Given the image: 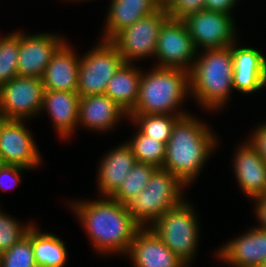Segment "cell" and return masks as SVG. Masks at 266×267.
Masks as SVG:
<instances>
[{
    "label": "cell",
    "instance_id": "cell-3",
    "mask_svg": "<svg viewBox=\"0 0 266 267\" xmlns=\"http://www.w3.org/2000/svg\"><path fill=\"white\" fill-rule=\"evenodd\" d=\"M198 53L189 71L190 98L207 111L223 110L233 91L232 45Z\"/></svg>",
    "mask_w": 266,
    "mask_h": 267
},
{
    "label": "cell",
    "instance_id": "cell-30",
    "mask_svg": "<svg viewBox=\"0 0 266 267\" xmlns=\"http://www.w3.org/2000/svg\"><path fill=\"white\" fill-rule=\"evenodd\" d=\"M1 209V207H0ZM19 220L0 210V252L10 249L23 236H25L34 221L26 225ZM33 222V223H32Z\"/></svg>",
    "mask_w": 266,
    "mask_h": 267
},
{
    "label": "cell",
    "instance_id": "cell-24",
    "mask_svg": "<svg viewBox=\"0 0 266 267\" xmlns=\"http://www.w3.org/2000/svg\"><path fill=\"white\" fill-rule=\"evenodd\" d=\"M33 253L37 267H64L68 260V250L57 235L41 232L33 224Z\"/></svg>",
    "mask_w": 266,
    "mask_h": 267
},
{
    "label": "cell",
    "instance_id": "cell-16",
    "mask_svg": "<svg viewBox=\"0 0 266 267\" xmlns=\"http://www.w3.org/2000/svg\"><path fill=\"white\" fill-rule=\"evenodd\" d=\"M125 256L131 259L134 267L185 266L149 227H141L138 230Z\"/></svg>",
    "mask_w": 266,
    "mask_h": 267
},
{
    "label": "cell",
    "instance_id": "cell-13",
    "mask_svg": "<svg viewBox=\"0 0 266 267\" xmlns=\"http://www.w3.org/2000/svg\"><path fill=\"white\" fill-rule=\"evenodd\" d=\"M65 41L63 36L52 32L29 35L21 30L18 76L41 78L53 54Z\"/></svg>",
    "mask_w": 266,
    "mask_h": 267
},
{
    "label": "cell",
    "instance_id": "cell-8",
    "mask_svg": "<svg viewBox=\"0 0 266 267\" xmlns=\"http://www.w3.org/2000/svg\"><path fill=\"white\" fill-rule=\"evenodd\" d=\"M169 18L162 6L154 14L136 21L133 25L118 32L110 42L117 48L125 63L154 57L159 31Z\"/></svg>",
    "mask_w": 266,
    "mask_h": 267
},
{
    "label": "cell",
    "instance_id": "cell-22",
    "mask_svg": "<svg viewBox=\"0 0 266 267\" xmlns=\"http://www.w3.org/2000/svg\"><path fill=\"white\" fill-rule=\"evenodd\" d=\"M162 6L159 0H111L101 40L110 41L118 32L154 14Z\"/></svg>",
    "mask_w": 266,
    "mask_h": 267
},
{
    "label": "cell",
    "instance_id": "cell-31",
    "mask_svg": "<svg viewBox=\"0 0 266 267\" xmlns=\"http://www.w3.org/2000/svg\"><path fill=\"white\" fill-rule=\"evenodd\" d=\"M163 6L169 18L183 20L190 14L203 11L205 2L204 0H168Z\"/></svg>",
    "mask_w": 266,
    "mask_h": 267
},
{
    "label": "cell",
    "instance_id": "cell-11",
    "mask_svg": "<svg viewBox=\"0 0 266 267\" xmlns=\"http://www.w3.org/2000/svg\"><path fill=\"white\" fill-rule=\"evenodd\" d=\"M233 18L230 14L204 9L190 14L183 21L196 49L201 51L225 48L238 41Z\"/></svg>",
    "mask_w": 266,
    "mask_h": 267
},
{
    "label": "cell",
    "instance_id": "cell-5",
    "mask_svg": "<svg viewBox=\"0 0 266 267\" xmlns=\"http://www.w3.org/2000/svg\"><path fill=\"white\" fill-rule=\"evenodd\" d=\"M186 187L170 171L156 168L146 187L124 203L125 210L141 227H150L161 215L186 200L183 193Z\"/></svg>",
    "mask_w": 266,
    "mask_h": 267
},
{
    "label": "cell",
    "instance_id": "cell-36",
    "mask_svg": "<svg viewBox=\"0 0 266 267\" xmlns=\"http://www.w3.org/2000/svg\"><path fill=\"white\" fill-rule=\"evenodd\" d=\"M5 165L3 158L0 155V170Z\"/></svg>",
    "mask_w": 266,
    "mask_h": 267
},
{
    "label": "cell",
    "instance_id": "cell-23",
    "mask_svg": "<svg viewBox=\"0 0 266 267\" xmlns=\"http://www.w3.org/2000/svg\"><path fill=\"white\" fill-rule=\"evenodd\" d=\"M135 63H124L107 84L105 94L128 114L134 109L139 95L142 70ZM140 68V69H139Z\"/></svg>",
    "mask_w": 266,
    "mask_h": 267
},
{
    "label": "cell",
    "instance_id": "cell-28",
    "mask_svg": "<svg viewBox=\"0 0 266 267\" xmlns=\"http://www.w3.org/2000/svg\"><path fill=\"white\" fill-rule=\"evenodd\" d=\"M20 30L0 36V87L18 76Z\"/></svg>",
    "mask_w": 266,
    "mask_h": 267
},
{
    "label": "cell",
    "instance_id": "cell-38",
    "mask_svg": "<svg viewBox=\"0 0 266 267\" xmlns=\"http://www.w3.org/2000/svg\"><path fill=\"white\" fill-rule=\"evenodd\" d=\"M68 1H69V0H68ZM70 1H73V0H70ZM74 1H76V0H74ZM77 1L80 2V0H77ZM81 1H92V0H81Z\"/></svg>",
    "mask_w": 266,
    "mask_h": 267
},
{
    "label": "cell",
    "instance_id": "cell-33",
    "mask_svg": "<svg viewBox=\"0 0 266 267\" xmlns=\"http://www.w3.org/2000/svg\"><path fill=\"white\" fill-rule=\"evenodd\" d=\"M254 128L247 139L266 162V123L258 124Z\"/></svg>",
    "mask_w": 266,
    "mask_h": 267
},
{
    "label": "cell",
    "instance_id": "cell-1",
    "mask_svg": "<svg viewBox=\"0 0 266 267\" xmlns=\"http://www.w3.org/2000/svg\"><path fill=\"white\" fill-rule=\"evenodd\" d=\"M69 203L97 254L127 253L141 226L125 210L124 204L109 196Z\"/></svg>",
    "mask_w": 266,
    "mask_h": 267
},
{
    "label": "cell",
    "instance_id": "cell-9",
    "mask_svg": "<svg viewBox=\"0 0 266 267\" xmlns=\"http://www.w3.org/2000/svg\"><path fill=\"white\" fill-rule=\"evenodd\" d=\"M44 90L41 78H13L0 87V118L26 120L40 116Z\"/></svg>",
    "mask_w": 266,
    "mask_h": 267
},
{
    "label": "cell",
    "instance_id": "cell-15",
    "mask_svg": "<svg viewBox=\"0 0 266 267\" xmlns=\"http://www.w3.org/2000/svg\"><path fill=\"white\" fill-rule=\"evenodd\" d=\"M233 90L253 94L266 87V58L260 50L232 44Z\"/></svg>",
    "mask_w": 266,
    "mask_h": 267
},
{
    "label": "cell",
    "instance_id": "cell-4",
    "mask_svg": "<svg viewBox=\"0 0 266 267\" xmlns=\"http://www.w3.org/2000/svg\"><path fill=\"white\" fill-rule=\"evenodd\" d=\"M187 95H190L188 71L154 66L148 72L142 70L138 100L129 114L187 116L190 113L181 107Z\"/></svg>",
    "mask_w": 266,
    "mask_h": 267
},
{
    "label": "cell",
    "instance_id": "cell-6",
    "mask_svg": "<svg viewBox=\"0 0 266 267\" xmlns=\"http://www.w3.org/2000/svg\"><path fill=\"white\" fill-rule=\"evenodd\" d=\"M193 207L186 199L181 205L161 215L149 227L185 265L193 263L200 240V222Z\"/></svg>",
    "mask_w": 266,
    "mask_h": 267
},
{
    "label": "cell",
    "instance_id": "cell-17",
    "mask_svg": "<svg viewBox=\"0 0 266 267\" xmlns=\"http://www.w3.org/2000/svg\"><path fill=\"white\" fill-rule=\"evenodd\" d=\"M236 148L232 166L240 189L250 200L263 196L266 192V162L247 140Z\"/></svg>",
    "mask_w": 266,
    "mask_h": 267
},
{
    "label": "cell",
    "instance_id": "cell-32",
    "mask_svg": "<svg viewBox=\"0 0 266 267\" xmlns=\"http://www.w3.org/2000/svg\"><path fill=\"white\" fill-rule=\"evenodd\" d=\"M30 169L19 166L5 164L0 170V191L13 190L21 184V173Z\"/></svg>",
    "mask_w": 266,
    "mask_h": 267
},
{
    "label": "cell",
    "instance_id": "cell-14",
    "mask_svg": "<svg viewBox=\"0 0 266 267\" xmlns=\"http://www.w3.org/2000/svg\"><path fill=\"white\" fill-rule=\"evenodd\" d=\"M214 254L232 267H262L266 262V231L253 226L227 241Z\"/></svg>",
    "mask_w": 266,
    "mask_h": 267
},
{
    "label": "cell",
    "instance_id": "cell-7",
    "mask_svg": "<svg viewBox=\"0 0 266 267\" xmlns=\"http://www.w3.org/2000/svg\"><path fill=\"white\" fill-rule=\"evenodd\" d=\"M99 41L90 51L80 56L77 90L80 97L105 94L109 80L125 63L110 41Z\"/></svg>",
    "mask_w": 266,
    "mask_h": 267
},
{
    "label": "cell",
    "instance_id": "cell-29",
    "mask_svg": "<svg viewBox=\"0 0 266 267\" xmlns=\"http://www.w3.org/2000/svg\"><path fill=\"white\" fill-rule=\"evenodd\" d=\"M0 267H37L33 253V224L25 236L2 253Z\"/></svg>",
    "mask_w": 266,
    "mask_h": 267
},
{
    "label": "cell",
    "instance_id": "cell-19",
    "mask_svg": "<svg viewBox=\"0 0 266 267\" xmlns=\"http://www.w3.org/2000/svg\"><path fill=\"white\" fill-rule=\"evenodd\" d=\"M74 51L67 40L56 50L41 77L44 89L77 92L80 56Z\"/></svg>",
    "mask_w": 266,
    "mask_h": 267
},
{
    "label": "cell",
    "instance_id": "cell-34",
    "mask_svg": "<svg viewBox=\"0 0 266 267\" xmlns=\"http://www.w3.org/2000/svg\"><path fill=\"white\" fill-rule=\"evenodd\" d=\"M240 0H204L205 9L224 14H232L231 11L235 8Z\"/></svg>",
    "mask_w": 266,
    "mask_h": 267
},
{
    "label": "cell",
    "instance_id": "cell-25",
    "mask_svg": "<svg viewBox=\"0 0 266 267\" xmlns=\"http://www.w3.org/2000/svg\"><path fill=\"white\" fill-rule=\"evenodd\" d=\"M130 123L149 137L167 143L170 139L173 126L184 116L170 114H128Z\"/></svg>",
    "mask_w": 266,
    "mask_h": 267
},
{
    "label": "cell",
    "instance_id": "cell-20",
    "mask_svg": "<svg viewBox=\"0 0 266 267\" xmlns=\"http://www.w3.org/2000/svg\"><path fill=\"white\" fill-rule=\"evenodd\" d=\"M79 101L78 92L44 90L41 113H48L56 134L63 140L71 139L77 131Z\"/></svg>",
    "mask_w": 266,
    "mask_h": 267
},
{
    "label": "cell",
    "instance_id": "cell-35",
    "mask_svg": "<svg viewBox=\"0 0 266 267\" xmlns=\"http://www.w3.org/2000/svg\"><path fill=\"white\" fill-rule=\"evenodd\" d=\"M252 200H254V213L259 223L256 227L266 231V199L261 196Z\"/></svg>",
    "mask_w": 266,
    "mask_h": 267
},
{
    "label": "cell",
    "instance_id": "cell-27",
    "mask_svg": "<svg viewBox=\"0 0 266 267\" xmlns=\"http://www.w3.org/2000/svg\"><path fill=\"white\" fill-rule=\"evenodd\" d=\"M155 169L154 165L136 162L131 172L110 197L122 204L135 198L146 187Z\"/></svg>",
    "mask_w": 266,
    "mask_h": 267
},
{
    "label": "cell",
    "instance_id": "cell-21",
    "mask_svg": "<svg viewBox=\"0 0 266 267\" xmlns=\"http://www.w3.org/2000/svg\"><path fill=\"white\" fill-rule=\"evenodd\" d=\"M98 165L97 188L101 196H111L137 162L131 147L123 142L103 155Z\"/></svg>",
    "mask_w": 266,
    "mask_h": 267
},
{
    "label": "cell",
    "instance_id": "cell-37",
    "mask_svg": "<svg viewBox=\"0 0 266 267\" xmlns=\"http://www.w3.org/2000/svg\"><path fill=\"white\" fill-rule=\"evenodd\" d=\"M163 5L168 1V0H159Z\"/></svg>",
    "mask_w": 266,
    "mask_h": 267
},
{
    "label": "cell",
    "instance_id": "cell-18",
    "mask_svg": "<svg viewBox=\"0 0 266 267\" xmlns=\"http://www.w3.org/2000/svg\"><path fill=\"white\" fill-rule=\"evenodd\" d=\"M124 118L128 121V113L106 94L80 97L78 126L92 132L108 133Z\"/></svg>",
    "mask_w": 266,
    "mask_h": 267
},
{
    "label": "cell",
    "instance_id": "cell-26",
    "mask_svg": "<svg viewBox=\"0 0 266 267\" xmlns=\"http://www.w3.org/2000/svg\"><path fill=\"white\" fill-rule=\"evenodd\" d=\"M135 133L126 143L131 147L136 161L162 168L166 156V144L144 135L139 129Z\"/></svg>",
    "mask_w": 266,
    "mask_h": 267
},
{
    "label": "cell",
    "instance_id": "cell-10",
    "mask_svg": "<svg viewBox=\"0 0 266 267\" xmlns=\"http://www.w3.org/2000/svg\"><path fill=\"white\" fill-rule=\"evenodd\" d=\"M198 50L183 20L168 18L159 31L155 66L190 71Z\"/></svg>",
    "mask_w": 266,
    "mask_h": 267
},
{
    "label": "cell",
    "instance_id": "cell-12",
    "mask_svg": "<svg viewBox=\"0 0 266 267\" xmlns=\"http://www.w3.org/2000/svg\"><path fill=\"white\" fill-rule=\"evenodd\" d=\"M27 120L0 118V155L5 164L36 169L43 161Z\"/></svg>",
    "mask_w": 266,
    "mask_h": 267
},
{
    "label": "cell",
    "instance_id": "cell-2",
    "mask_svg": "<svg viewBox=\"0 0 266 267\" xmlns=\"http://www.w3.org/2000/svg\"><path fill=\"white\" fill-rule=\"evenodd\" d=\"M216 133L192 114L181 117L173 126L166 143V156L162 168L190 186L210 159L217 143Z\"/></svg>",
    "mask_w": 266,
    "mask_h": 267
}]
</instances>
